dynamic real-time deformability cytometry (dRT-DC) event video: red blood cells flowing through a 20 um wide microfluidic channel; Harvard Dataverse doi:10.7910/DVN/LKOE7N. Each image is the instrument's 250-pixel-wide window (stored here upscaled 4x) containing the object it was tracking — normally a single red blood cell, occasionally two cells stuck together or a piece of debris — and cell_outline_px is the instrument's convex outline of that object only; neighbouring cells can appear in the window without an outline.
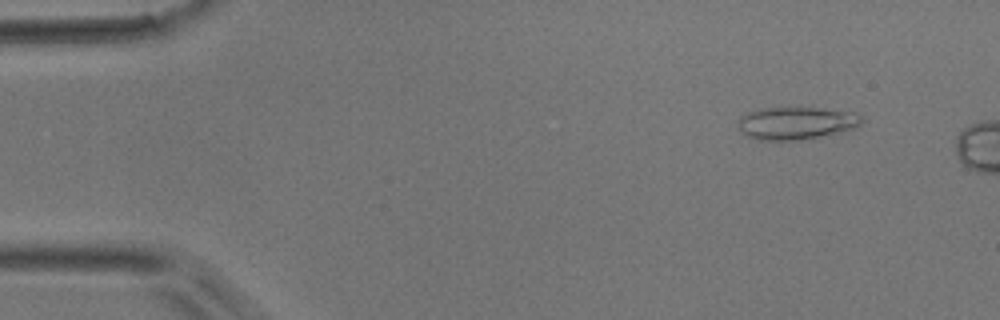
{"species": "common noctule bat (a hibernating species)", "species_latin": "Nyctalus noctula", "temperature_condition": "room temperature", "stored_images_in_passage": 5, "camera_frame_rate_fps": 3000, "um_per_image_px": 0.085, "animal": {"sex": "male", "body_mass_g": 17.9}, "frame": {"image": 1, "passage_image": 1, "time_ms": 0.0, "image_size_px": [1000, 320], "cell_outline_px": [[864, 120], [856, 128], [840, 132], [800, 140], [760, 140], [748, 136], [740, 132], [736, 128], [736, 120], [740, 116], [748, 112], [764, 108], [820, 108], [852, 112], [860, 116]], "centroid_in_image_um": [67.62, 10.47], "position_along_channel_um": 17.4, "area_um2": 23.58}}